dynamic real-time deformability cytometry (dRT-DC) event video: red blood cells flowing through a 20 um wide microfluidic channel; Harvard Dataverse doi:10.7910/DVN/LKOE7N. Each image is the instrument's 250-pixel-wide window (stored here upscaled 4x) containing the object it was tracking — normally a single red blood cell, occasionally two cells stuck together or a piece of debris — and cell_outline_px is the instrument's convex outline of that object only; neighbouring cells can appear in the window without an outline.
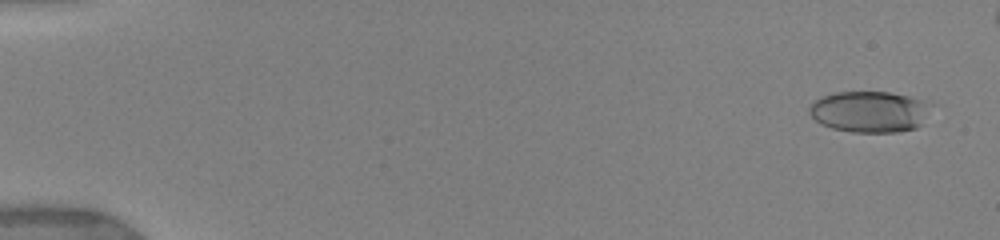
{"species": "human", "species_latin": "Homo sapiens", "temperature_condition": "warm", "stored_images_in_passage": 13, "camera_frame_rate_fps": 3000, "um_per_image_px": 0.085, "donor": {"sex": "female"}, "frame": {"image": 1, "passage_image": 3, "time_ms": 0.667, "image_size_px": [1000, 240], "cell_outline_px": [[940, 104], [916, 128], [896, 132], [852, 132], [832, 128], [820, 124], [808, 112], [808, 108], [820, 96], [836, 92], [888, 92], [928, 100]], "centroid_in_image_um": [74.02, 9.48], "position_along_channel_um": 11.0, "area_um2": 29.94}}